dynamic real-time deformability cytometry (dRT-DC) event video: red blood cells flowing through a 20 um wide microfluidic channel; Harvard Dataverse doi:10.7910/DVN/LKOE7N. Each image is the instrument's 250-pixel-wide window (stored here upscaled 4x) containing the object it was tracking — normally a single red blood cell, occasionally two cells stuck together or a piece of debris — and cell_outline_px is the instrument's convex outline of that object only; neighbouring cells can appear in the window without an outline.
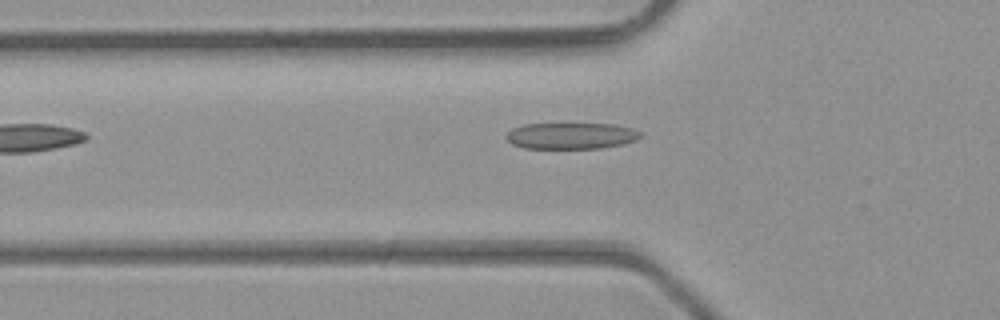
{"species": "common noctule bat (a hibernating species)", "species_latin": "Nyctalus noctula", "temperature_condition": "room temperature", "stored_images_in_passage": 3, "camera_frame_rate_fps": 3000, "um_per_image_px": 0.085, "animal": {"sex": "male", "body_mass_g": 23.1, "forearm_length_mm": 52.7}, "frame": {"image": 1, "passage_image": 3, "time_ms": 0.667, "image_size_px": [1000, 320], "cell_outline_px": [[640, 136], [636, 140], [624, 144], [600, 148], [524, 148], [512, 144], [504, 136], [512, 128], [524, 124], [616, 124], [632, 128], [640, 132]], "centroid_in_image_um": [48.53, 11.54], "position_along_channel_um": 77.3, "area_um2": 20.58}}